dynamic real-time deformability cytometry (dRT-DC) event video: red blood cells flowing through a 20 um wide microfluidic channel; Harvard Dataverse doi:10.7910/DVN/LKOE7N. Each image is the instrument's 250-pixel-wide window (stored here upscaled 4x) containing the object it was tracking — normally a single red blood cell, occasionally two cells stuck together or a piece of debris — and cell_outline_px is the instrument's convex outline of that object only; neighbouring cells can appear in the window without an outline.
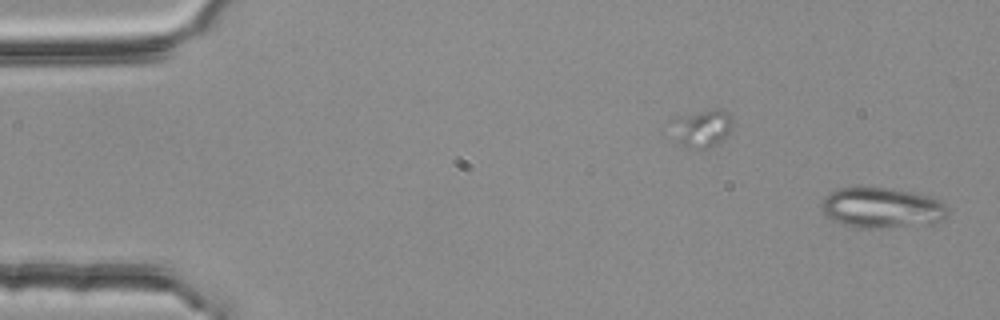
{"species": "common noctule bat (a hibernating species)", "species_latin": "Nyctalus noctula", "temperature_condition": "room temperature", "stored_images_in_passage": 3, "camera_frame_rate_fps": 3000, "um_per_image_px": 0.085, "animal": {"sex": "female", "body_mass_g": 25.1}, "frame": {"image": 1, "passage_image": 3, "time_ms": 0.667, "image_size_px": [1000, 320], "cell_outline_px": [[948, 208], [944, 220], [932, 224], [884, 228], [856, 228], [832, 220], [824, 216], [820, 204], [824, 196], [840, 188], [892, 188], [932, 196], [944, 204]], "centroid_in_image_um": [74.96, 17.68], "position_along_channel_um": 10.0, "area_um2": 30.06}}